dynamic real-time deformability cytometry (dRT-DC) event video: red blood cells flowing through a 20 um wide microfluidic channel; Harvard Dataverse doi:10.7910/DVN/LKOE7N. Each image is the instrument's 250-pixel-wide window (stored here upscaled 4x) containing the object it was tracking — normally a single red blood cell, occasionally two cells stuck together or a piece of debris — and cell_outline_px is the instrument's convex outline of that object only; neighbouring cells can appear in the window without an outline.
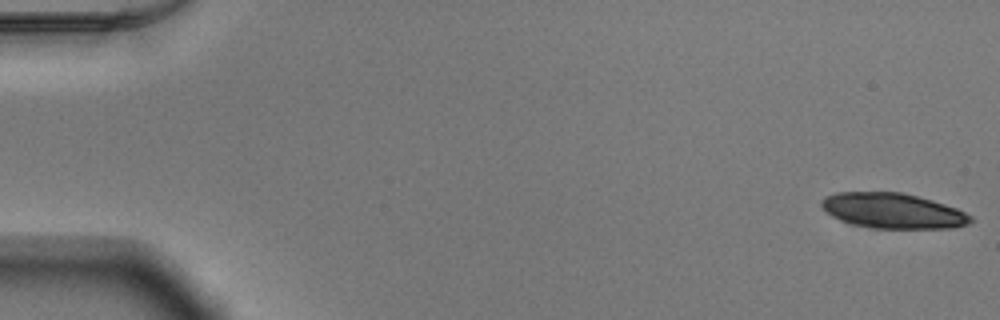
{"species": "Egyptian fruit bat (a non-hibernating species)", "species_latin": "Rousettus aegyptiacus", "temperature_condition": "warm", "stored_images_in_passage": 12, "camera_frame_rate_fps": 3000, "um_per_image_px": 0.085, "animal": {"sex": "male"}, "frame": {"image": 1, "passage_image": 1, "time_ms": 0.0, "image_size_px": [1000, 320], "cell_outline_px": [[976, 220], [968, 224], [952, 228], [868, 228], [852, 224], [840, 220], [832, 216], [820, 204], [820, 200], [824, 196], [836, 192], [900, 192], [932, 200], [956, 208], [972, 216]], "centroid_in_image_um": [75.89, 17.92], "position_along_channel_um": 9.1, "area_um2": 30.69}}